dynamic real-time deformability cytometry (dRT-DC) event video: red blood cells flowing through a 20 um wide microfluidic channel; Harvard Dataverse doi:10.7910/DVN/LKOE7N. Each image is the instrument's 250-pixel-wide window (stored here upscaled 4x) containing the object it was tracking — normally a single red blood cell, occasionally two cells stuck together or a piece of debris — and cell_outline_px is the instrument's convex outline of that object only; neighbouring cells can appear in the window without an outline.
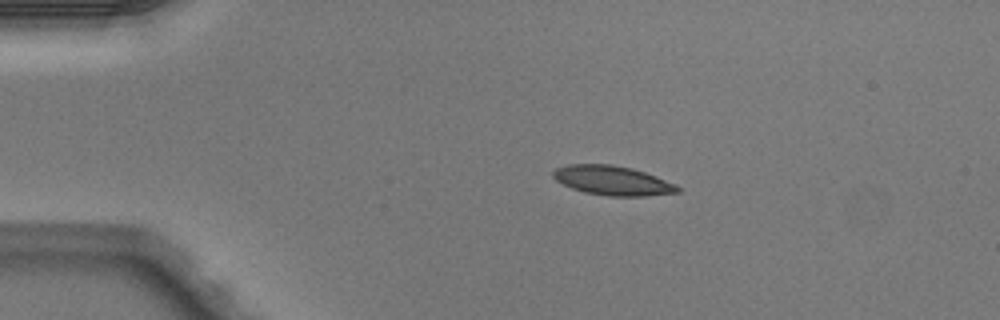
{"species": "Egyptian fruit bat (a non-hibernating species)", "species_latin": "Rousettus aegyptiacus", "temperature_condition": "warm", "stored_images_in_passage": 5, "camera_frame_rate_fps": 3000, "um_per_image_px": 0.085, "animal": {"sex": "male"}, "frame": {"image": 1, "passage_image": 2, "time_ms": 0.333, "image_size_px": [1000, 320], "cell_outline_px": [[680, 192], [644, 196], [608, 196], [584, 192], [572, 188], [556, 180], [552, 176], [552, 172], [556, 168], [568, 164], [612, 164], [632, 168], [656, 176], [676, 184], [680, 188]], "centroid_in_image_um": [52.07, 15.34], "position_along_channel_um": 32.9, "area_um2": 21.33}}
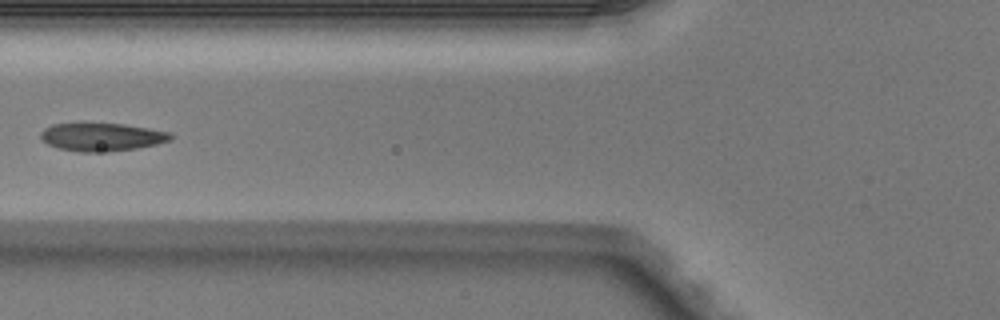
{"frame": {"image": 2, "passage_image": 4, "time_ms": 1.0, "image_size_px": [1000, 320], "cell_outline_px": [[172, 136], [168, 140], [156, 144], [136, 148], [108, 152], [80, 152], [56, 148], [48, 144], [40, 136], [40, 132], [44, 128], [52, 124], [80, 120], [124, 124], [148, 128], [168, 132]], "centroid_in_image_um": [8.54, 11.6], "position_along_channel_um": 117.3, "area_um2": 22.02}}
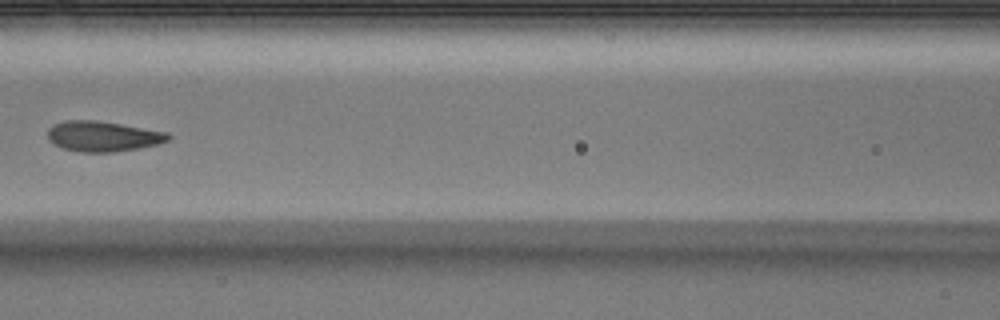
{"frame": {"image": 3, "passage_image": 5, "time_ms": 1.333, "image_size_px": [1000, 320], "cell_outline_px": [[172, 136], [168, 140], [156, 144], [140, 148], [112, 152], [80, 152], [64, 148], [48, 140], [48, 128], [64, 120], [96, 120], [168, 132]], "centroid_in_image_um": [8.75, 11.58], "position_along_channel_um": 157.8, "area_um2": 21.15}}